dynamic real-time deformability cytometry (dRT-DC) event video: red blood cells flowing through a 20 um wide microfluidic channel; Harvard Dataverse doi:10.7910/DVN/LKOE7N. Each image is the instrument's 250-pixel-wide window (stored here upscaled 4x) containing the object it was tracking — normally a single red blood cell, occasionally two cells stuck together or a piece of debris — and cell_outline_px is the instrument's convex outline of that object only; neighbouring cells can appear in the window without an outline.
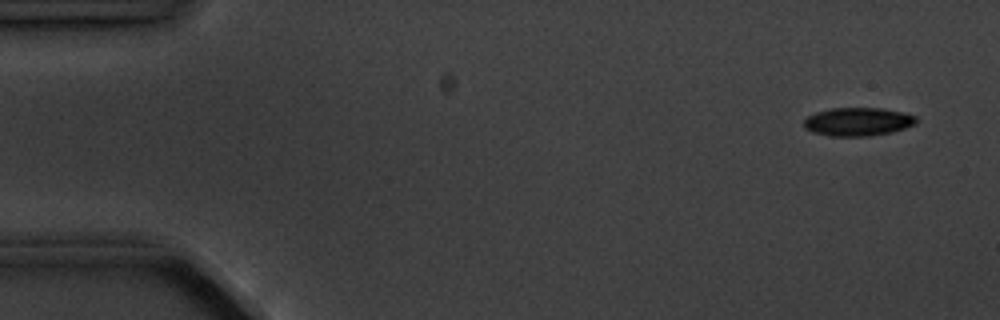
{"species": "common noctule bat (a hibernating species)", "species_latin": "Nyctalus noctula", "temperature_condition": "cold", "stored_images_in_passage": 7, "camera_frame_rate_fps": 3000, "um_per_image_px": 0.085, "animal": {"sex": "male", "body_mass_g": 20.1, "forearm_length_mm": 53.5}, "frame": {"image": 1, "passage_image": 1, "time_ms": 0.0, "image_size_px": [1000, 320], "cell_outline_px": [[920, 120], [916, 124], [892, 132], [868, 136], [832, 136], [812, 132], [804, 128], [804, 120], [808, 116], [816, 112], [832, 108], [880, 108], [900, 112], [916, 116]], "centroid_in_image_um": [72.93, 10.35], "position_along_channel_um": 12.1, "area_um2": 18.55}}
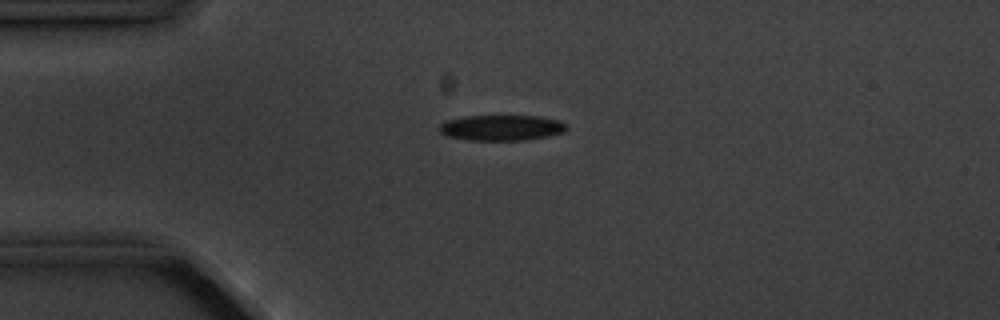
{"frame": {"image": 2, "passage_image": 4, "time_ms": 3.333, "image_size_px": [1000, 320], "cell_outline_px": [[568, 128], [564, 132], [548, 136], [524, 140], [468, 140], [444, 136], [440, 132], [440, 124], [448, 120], [464, 116], [540, 116], [560, 120], [568, 124]], "centroid_in_image_um": [42.66, 10.86], "position_along_channel_um": 42.3, "area_um2": 19.13}}